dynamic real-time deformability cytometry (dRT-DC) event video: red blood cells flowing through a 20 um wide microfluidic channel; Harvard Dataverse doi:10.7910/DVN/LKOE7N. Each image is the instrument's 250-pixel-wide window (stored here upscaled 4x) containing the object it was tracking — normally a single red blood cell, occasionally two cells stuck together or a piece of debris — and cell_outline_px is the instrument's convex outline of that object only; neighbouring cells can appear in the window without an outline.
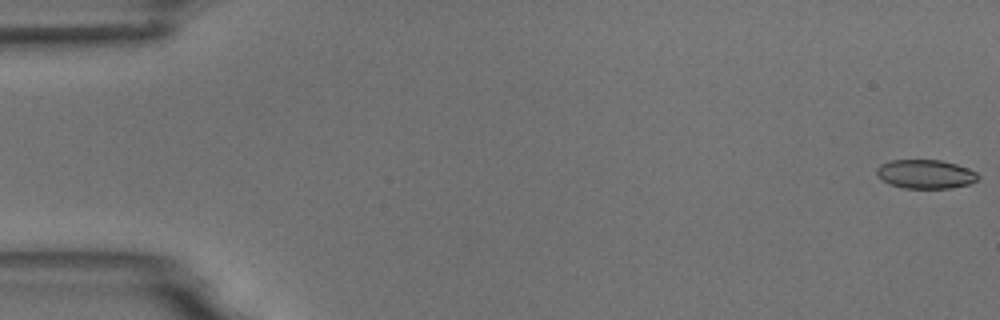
{"species": "common noctule bat (a hibernating species)", "species_latin": "Nyctalus noctula", "temperature_condition": "room temperature", "stored_images_in_passage": 5, "camera_frame_rate_fps": 3000, "um_per_image_px": 0.085, "animal": {"sex": "male", "body_mass_g": 18.8}, "frame": {"image": 1, "passage_image": 1, "time_ms": 0.0, "image_size_px": [1000, 320], "cell_outline_px": [[980, 176], [976, 180], [968, 184], [952, 188], [904, 188], [888, 184], [880, 180], [876, 172], [876, 168], [880, 164], [892, 160], [940, 160], [956, 164], [968, 168], [976, 172]], "centroid_in_image_um": [78.63, 14.8], "position_along_channel_um": 6.4, "area_um2": 17.17}}
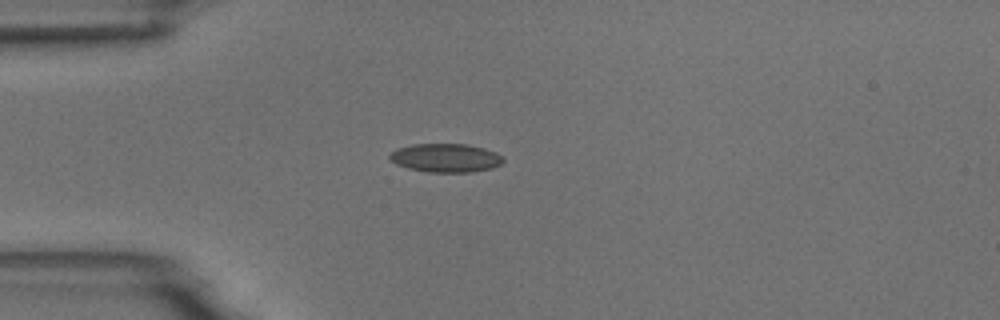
{"frame": {"image": 2, "passage_image": 5, "time_ms": 4.667, "image_size_px": [1000, 320], "cell_outline_px": [[504, 160], [500, 164], [492, 168], [472, 172], [428, 172], [408, 168], [396, 164], [388, 156], [396, 148], [412, 144], [464, 144], [484, 148], [496, 152]], "centroid_in_image_um": [37.87, 13.42], "position_along_channel_um": 47.1, "area_um2": 18.84}}